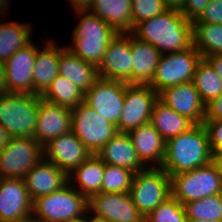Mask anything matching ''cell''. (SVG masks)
I'll return each instance as SVG.
<instances>
[{
  "label": "cell",
  "mask_w": 222,
  "mask_h": 222,
  "mask_svg": "<svg viewBox=\"0 0 222 222\" xmlns=\"http://www.w3.org/2000/svg\"><path fill=\"white\" fill-rule=\"evenodd\" d=\"M131 34L153 45L161 54L183 51L193 46V22L181 11L172 9L141 21Z\"/></svg>",
  "instance_id": "1"
},
{
  "label": "cell",
  "mask_w": 222,
  "mask_h": 222,
  "mask_svg": "<svg viewBox=\"0 0 222 222\" xmlns=\"http://www.w3.org/2000/svg\"><path fill=\"white\" fill-rule=\"evenodd\" d=\"M212 162L208 133L203 124H194L166 141L165 158L161 168L169 175L194 170Z\"/></svg>",
  "instance_id": "2"
},
{
  "label": "cell",
  "mask_w": 222,
  "mask_h": 222,
  "mask_svg": "<svg viewBox=\"0 0 222 222\" xmlns=\"http://www.w3.org/2000/svg\"><path fill=\"white\" fill-rule=\"evenodd\" d=\"M81 19L74 28L71 46L74 54L85 62L99 66L108 48L109 42L118 34L99 16L88 10H77Z\"/></svg>",
  "instance_id": "3"
},
{
  "label": "cell",
  "mask_w": 222,
  "mask_h": 222,
  "mask_svg": "<svg viewBox=\"0 0 222 222\" xmlns=\"http://www.w3.org/2000/svg\"><path fill=\"white\" fill-rule=\"evenodd\" d=\"M88 213V199L70 183L62 189L36 198L32 218L39 222H68Z\"/></svg>",
  "instance_id": "4"
},
{
  "label": "cell",
  "mask_w": 222,
  "mask_h": 222,
  "mask_svg": "<svg viewBox=\"0 0 222 222\" xmlns=\"http://www.w3.org/2000/svg\"><path fill=\"white\" fill-rule=\"evenodd\" d=\"M39 95L6 93L0 95V125L11 138L34 137Z\"/></svg>",
  "instance_id": "5"
},
{
  "label": "cell",
  "mask_w": 222,
  "mask_h": 222,
  "mask_svg": "<svg viewBox=\"0 0 222 222\" xmlns=\"http://www.w3.org/2000/svg\"><path fill=\"white\" fill-rule=\"evenodd\" d=\"M171 196L182 205L222 193V174L211 162L170 176Z\"/></svg>",
  "instance_id": "6"
},
{
  "label": "cell",
  "mask_w": 222,
  "mask_h": 222,
  "mask_svg": "<svg viewBox=\"0 0 222 222\" xmlns=\"http://www.w3.org/2000/svg\"><path fill=\"white\" fill-rule=\"evenodd\" d=\"M129 194L137 210L146 218L171 197L170 176L161 167H149L136 172Z\"/></svg>",
  "instance_id": "7"
},
{
  "label": "cell",
  "mask_w": 222,
  "mask_h": 222,
  "mask_svg": "<svg viewBox=\"0 0 222 222\" xmlns=\"http://www.w3.org/2000/svg\"><path fill=\"white\" fill-rule=\"evenodd\" d=\"M202 55L194 47L161 54L150 85L158 94L167 87L192 82Z\"/></svg>",
  "instance_id": "8"
},
{
  "label": "cell",
  "mask_w": 222,
  "mask_h": 222,
  "mask_svg": "<svg viewBox=\"0 0 222 222\" xmlns=\"http://www.w3.org/2000/svg\"><path fill=\"white\" fill-rule=\"evenodd\" d=\"M71 121V131L92 154H97L118 133L113 123L108 122L84 101L71 110Z\"/></svg>",
  "instance_id": "9"
},
{
  "label": "cell",
  "mask_w": 222,
  "mask_h": 222,
  "mask_svg": "<svg viewBox=\"0 0 222 222\" xmlns=\"http://www.w3.org/2000/svg\"><path fill=\"white\" fill-rule=\"evenodd\" d=\"M43 158V146L34 137L11 138L0 151V177L24 179Z\"/></svg>",
  "instance_id": "10"
},
{
  "label": "cell",
  "mask_w": 222,
  "mask_h": 222,
  "mask_svg": "<svg viewBox=\"0 0 222 222\" xmlns=\"http://www.w3.org/2000/svg\"><path fill=\"white\" fill-rule=\"evenodd\" d=\"M159 94L150 85L127 84L122 113L116 125L117 132L129 133L147 124Z\"/></svg>",
  "instance_id": "11"
},
{
  "label": "cell",
  "mask_w": 222,
  "mask_h": 222,
  "mask_svg": "<svg viewBox=\"0 0 222 222\" xmlns=\"http://www.w3.org/2000/svg\"><path fill=\"white\" fill-rule=\"evenodd\" d=\"M88 214L107 222H145V218L132 202L129 192H100L91 195L88 198Z\"/></svg>",
  "instance_id": "12"
},
{
  "label": "cell",
  "mask_w": 222,
  "mask_h": 222,
  "mask_svg": "<svg viewBox=\"0 0 222 222\" xmlns=\"http://www.w3.org/2000/svg\"><path fill=\"white\" fill-rule=\"evenodd\" d=\"M127 84L124 81L99 78L85 92L84 102L116 126L122 113Z\"/></svg>",
  "instance_id": "13"
},
{
  "label": "cell",
  "mask_w": 222,
  "mask_h": 222,
  "mask_svg": "<svg viewBox=\"0 0 222 222\" xmlns=\"http://www.w3.org/2000/svg\"><path fill=\"white\" fill-rule=\"evenodd\" d=\"M131 33H118L108 44L99 64V78L132 84Z\"/></svg>",
  "instance_id": "14"
},
{
  "label": "cell",
  "mask_w": 222,
  "mask_h": 222,
  "mask_svg": "<svg viewBox=\"0 0 222 222\" xmlns=\"http://www.w3.org/2000/svg\"><path fill=\"white\" fill-rule=\"evenodd\" d=\"M32 202L24 179L0 177V222L31 218Z\"/></svg>",
  "instance_id": "15"
},
{
  "label": "cell",
  "mask_w": 222,
  "mask_h": 222,
  "mask_svg": "<svg viewBox=\"0 0 222 222\" xmlns=\"http://www.w3.org/2000/svg\"><path fill=\"white\" fill-rule=\"evenodd\" d=\"M44 159L68 175L92 153L72 131L51 140L43 147Z\"/></svg>",
  "instance_id": "16"
},
{
  "label": "cell",
  "mask_w": 222,
  "mask_h": 222,
  "mask_svg": "<svg viewBox=\"0 0 222 222\" xmlns=\"http://www.w3.org/2000/svg\"><path fill=\"white\" fill-rule=\"evenodd\" d=\"M30 43L17 50L5 62L7 93L34 94L33 67L36 45Z\"/></svg>",
  "instance_id": "17"
},
{
  "label": "cell",
  "mask_w": 222,
  "mask_h": 222,
  "mask_svg": "<svg viewBox=\"0 0 222 222\" xmlns=\"http://www.w3.org/2000/svg\"><path fill=\"white\" fill-rule=\"evenodd\" d=\"M71 128V109L45 101L39 95L34 139L44 147L51 140L69 133Z\"/></svg>",
  "instance_id": "18"
},
{
  "label": "cell",
  "mask_w": 222,
  "mask_h": 222,
  "mask_svg": "<svg viewBox=\"0 0 222 222\" xmlns=\"http://www.w3.org/2000/svg\"><path fill=\"white\" fill-rule=\"evenodd\" d=\"M159 99L194 124L204 123L206 104L202 101L193 82L167 87L159 93Z\"/></svg>",
  "instance_id": "19"
},
{
  "label": "cell",
  "mask_w": 222,
  "mask_h": 222,
  "mask_svg": "<svg viewBox=\"0 0 222 222\" xmlns=\"http://www.w3.org/2000/svg\"><path fill=\"white\" fill-rule=\"evenodd\" d=\"M31 200L62 189L69 183L68 174L44 158L24 177Z\"/></svg>",
  "instance_id": "20"
},
{
  "label": "cell",
  "mask_w": 222,
  "mask_h": 222,
  "mask_svg": "<svg viewBox=\"0 0 222 222\" xmlns=\"http://www.w3.org/2000/svg\"><path fill=\"white\" fill-rule=\"evenodd\" d=\"M128 134L140 161L147 168L162 166L166 152V141L150 122L133 129Z\"/></svg>",
  "instance_id": "21"
},
{
  "label": "cell",
  "mask_w": 222,
  "mask_h": 222,
  "mask_svg": "<svg viewBox=\"0 0 222 222\" xmlns=\"http://www.w3.org/2000/svg\"><path fill=\"white\" fill-rule=\"evenodd\" d=\"M105 164L127 168L134 173L147 167L140 161L128 133H117L97 153Z\"/></svg>",
  "instance_id": "22"
},
{
  "label": "cell",
  "mask_w": 222,
  "mask_h": 222,
  "mask_svg": "<svg viewBox=\"0 0 222 222\" xmlns=\"http://www.w3.org/2000/svg\"><path fill=\"white\" fill-rule=\"evenodd\" d=\"M58 67V74L73 82L84 93L99 79L97 66L85 62L66 46L59 47Z\"/></svg>",
  "instance_id": "23"
},
{
  "label": "cell",
  "mask_w": 222,
  "mask_h": 222,
  "mask_svg": "<svg viewBox=\"0 0 222 222\" xmlns=\"http://www.w3.org/2000/svg\"><path fill=\"white\" fill-rule=\"evenodd\" d=\"M132 0H93L88 11L99 16L117 33H131Z\"/></svg>",
  "instance_id": "24"
},
{
  "label": "cell",
  "mask_w": 222,
  "mask_h": 222,
  "mask_svg": "<svg viewBox=\"0 0 222 222\" xmlns=\"http://www.w3.org/2000/svg\"><path fill=\"white\" fill-rule=\"evenodd\" d=\"M50 40L41 50L36 47L33 67L34 95H42L58 75L59 47Z\"/></svg>",
  "instance_id": "25"
},
{
  "label": "cell",
  "mask_w": 222,
  "mask_h": 222,
  "mask_svg": "<svg viewBox=\"0 0 222 222\" xmlns=\"http://www.w3.org/2000/svg\"><path fill=\"white\" fill-rule=\"evenodd\" d=\"M132 84L148 85L155 74L161 53L150 43L131 34Z\"/></svg>",
  "instance_id": "26"
},
{
  "label": "cell",
  "mask_w": 222,
  "mask_h": 222,
  "mask_svg": "<svg viewBox=\"0 0 222 222\" xmlns=\"http://www.w3.org/2000/svg\"><path fill=\"white\" fill-rule=\"evenodd\" d=\"M105 163L97 154H92L69 175V183L87 199L102 192ZM75 180H74V179ZM73 180L77 185H73Z\"/></svg>",
  "instance_id": "27"
},
{
  "label": "cell",
  "mask_w": 222,
  "mask_h": 222,
  "mask_svg": "<svg viewBox=\"0 0 222 222\" xmlns=\"http://www.w3.org/2000/svg\"><path fill=\"white\" fill-rule=\"evenodd\" d=\"M150 123L165 141L186 132L194 125L186 116L178 114L159 98L154 104Z\"/></svg>",
  "instance_id": "28"
},
{
  "label": "cell",
  "mask_w": 222,
  "mask_h": 222,
  "mask_svg": "<svg viewBox=\"0 0 222 222\" xmlns=\"http://www.w3.org/2000/svg\"><path fill=\"white\" fill-rule=\"evenodd\" d=\"M32 25L16 21L2 23L0 20V61L5 62L17 50L26 47L32 41ZM31 37V38H30Z\"/></svg>",
  "instance_id": "29"
},
{
  "label": "cell",
  "mask_w": 222,
  "mask_h": 222,
  "mask_svg": "<svg viewBox=\"0 0 222 222\" xmlns=\"http://www.w3.org/2000/svg\"><path fill=\"white\" fill-rule=\"evenodd\" d=\"M84 94L73 82L58 74L41 98L72 110L84 101Z\"/></svg>",
  "instance_id": "30"
},
{
  "label": "cell",
  "mask_w": 222,
  "mask_h": 222,
  "mask_svg": "<svg viewBox=\"0 0 222 222\" xmlns=\"http://www.w3.org/2000/svg\"><path fill=\"white\" fill-rule=\"evenodd\" d=\"M193 46L203 58L222 54V24L193 23Z\"/></svg>",
  "instance_id": "31"
},
{
  "label": "cell",
  "mask_w": 222,
  "mask_h": 222,
  "mask_svg": "<svg viewBox=\"0 0 222 222\" xmlns=\"http://www.w3.org/2000/svg\"><path fill=\"white\" fill-rule=\"evenodd\" d=\"M192 82L206 105L222 93V80L205 58L197 65Z\"/></svg>",
  "instance_id": "32"
},
{
  "label": "cell",
  "mask_w": 222,
  "mask_h": 222,
  "mask_svg": "<svg viewBox=\"0 0 222 222\" xmlns=\"http://www.w3.org/2000/svg\"><path fill=\"white\" fill-rule=\"evenodd\" d=\"M188 220H222V193L184 204Z\"/></svg>",
  "instance_id": "33"
},
{
  "label": "cell",
  "mask_w": 222,
  "mask_h": 222,
  "mask_svg": "<svg viewBox=\"0 0 222 222\" xmlns=\"http://www.w3.org/2000/svg\"><path fill=\"white\" fill-rule=\"evenodd\" d=\"M134 172L120 166L105 164L102 192L127 193L131 189Z\"/></svg>",
  "instance_id": "34"
},
{
  "label": "cell",
  "mask_w": 222,
  "mask_h": 222,
  "mask_svg": "<svg viewBox=\"0 0 222 222\" xmlns=\"http://www.w3.org/2000/svg\"><path fill=\"white\" fill-rule=\"evenodd\" d=\"M145 222H188L184 205L172 196L155 208Z\"/></svg>",
  "instance_id": "35"
},
{
  "label": "cell",
  "mask_w": 222,
  "mask_h": 222,
  "mask_svg": "<svg viewBox=\"0 0 222 222\" xmlns=\"http://www.w3.org/2000/svg\"><path fill=\"white\" fill-rule=\"evenodd\" d=\"M132 23L134 27L141 21L150 19L167 10L162 0H132Z\"/></svg>",
  "instance_id": "36"
},
{
  "label": "cell",
  "mask_w": 222,
  "mask_h": 222,
  "mask_svg": "<svg viewBox=\"0 0 222 222\" xmlns=\"http://www.w3.org/2000/svg\"><path fill=\"white\" fill-rule=\"evenodd\" d=\"M193 23L222 24V0H210L201 16Z\"/></svg>",
  "instance_id": "37"
},
{
  "label": "cell",
  "mask_w": 222,
  "mask_h": 222,
  "mask_svg": "<svg viewBox=\"0 0 222 222\" xmlns=\"http://www.w3.org/2000/svg\"><path fill=\"white\" fill-rule=\"evenodd\" d=\"M211 151H222V120H204Z\"/></svg>",
  "instance_id": "38"
},
{
  "label": "cell",
  "mask_w": 222,
  "mask_h": 222,
  "mask_svg": "<svg viewBox=\"0 0 222 222\" xmlns=\"http://www.w3.org/2000/svg\"><path fill=\"white\" fill-rule=\"evenodd\" d=\"M210 0H184L181 13L191 22L196 21L203 13Z\"/></svg>",
  "instance_id": "39"
},
{
  "label": "cell",
  "mask_w": 222,
  "mask_h": 222,
  "mask_svg": "<svg viewBox=\"0 0 222 222\" xmlns=\"http://www.w3.org/2000/svg\"><path fill=\"white\" fill-rule=\"evenodd\" d=\"M205 120H222V93L206 105Z\"/></svg>",
  "instance_id": "40"
},
{
  "label": "cell",
  "mask_w": 222,
  "mask_h": 222,
  "mask_svg": "<svg viewBox=\"0 0 222 222\" xmlns=\"http://www.w3.org/2000/svg\"><path fill=\"white\" fill-rule=\"evenodd\" d=\"M205 59L211 64L218 76L222 80V54H214L205 57Z\"/></svg>",
  "instance_id": "41"
},
{
  "label": "cell",
  "mask_w": 222,
  "mask_h": 222,
  "mask_svg": "<svg viewBox=\"0 0 222 222\" xmlns=\"http://www.w3.org/2000/svg\"><path fill=\"white\" fill-rule=\"evenodd\" d=\"M74 12L77 10H88L93 0H69Z\"/></svg>",
  "instance_id": "42"
},
{
  "label": "cell",
  "mask_w": 222,
  "mask_h": 222,
  "mask_svg": "<svg viewBox=\"0 0 222 222\" xmlns=\"http://www.w3.org/2000/svg\"><path fill=\"white\" fill-rule=\"evenodd\" d=\"M167 9L181 11L184 0H162Z\"/></svg>",
  "instance_id": "43"
},
{
  "label": "cell",
  "mask_w": 222,
  "mask_h": 222,
  "mask_svg": "<svg viewBox=\"0 0 222 222\" xmlns=\"http://www.w3.org/2000/svg\"><path fill=\"white\" fill-rule=\"evenodd\" d=\"M7 93V82L5 77V66L4 63L0 61V95Z\"/></svg>",
  "instance_id": "44"
},
{
  "label": "cell",
  "mask_w": 222,
  "mask_h": 222,
  "mask_svg": "<svg viewBox=\"0 0 222 222\" xmlns=\"http://www.w3.org/2000/svg\"><path fill=\"white\" fill-rule=\"evenodd\" d=\"M10 139L8 131L0 125V151L9 143Z\"/></svg>",
  "instance_id": "45"
},
{
  "label": "cell",
  "mask_w": 222,
  "mask_h": 222,
  "mask_svg": "<svg viewBox=\"0 0 222 222\" xmlns=\"http://www.w3.org/2000/svg\"><path fill=\"white\" fill-rule=\"evenodd\" d=\"M212 163L217 167L222 174V151H212Z\"/></svg>",
  "instance_id": "46"
},
{
  "label": "cell",
  "mask_w": 222,
  "mask_h": 222,
  "mask_svg": "<svg viewBox=\"0 0 222 222\" xmlns=\"http://www.w3.org/2000/svg\"><path fill=\"white\" fill-rule=\"evenodd\" d=\"M9 0H0V15L3 16V14L5 15V11L8 10L6 7L9 6L8 5Z\"/></svg>",
  "instance_id": "47"
},
{
  "label": "cell",
  "mask_w": 222,
  "mask_h": 222,
  "mask_svg": "<svg viewBox=\"0 0 222 222\" xmlns=\"http://www.w3.org/2000/svg\"><path fill=\"white\" fill-rule=\"evenodd\" d=\"M90 218V219H89ZM86 222H107L105 220H101L98 218H94L88 215V213L86 214Z\"/></svg>",
  "instance_id": "48"
},
{
  "label": "cell",
  "mask_w": 222,
  "mask_h": 222,
  "mask_svg": "<svg viewBox=\"0 0 222 222\" xmlns=\"http://www.w3.org/2000/svg\"><path fill=\"white\" fill-rule=\"evenodd\" d=\"M68 222H86V215L75 220H70Z\"/></svg>",
  "instance_id": "49"
},
{
  "label": "cell",
  "mask_w": 222,
  "mask_h": 222,
  "mask_svg": "<svg viewBox=\"0 0 222 222\" xmlns=\"http://www.w3.org/2000/svg\"><path fill=\"white\" fill-rule=\"evenodd\" d=\"M188 222H222V220H220V221L188 220Z\"/></svg>",
  "instance_id": "50"
},
{
  "label": "cell",
  "mask_w": 222,
  "mask_h": 222,
  "mask_svg": "<svg viewBox=\"0 0 222 222\" xmlns=\"http://www.w3.org/2000/svg\"><path fill=\"white\" fill-rule=\"evenodd\" d=\"M20 222H39V221H37L36 219L31 217V218H28V219L20 221Z\"/></svg>",
  "instance_id": "51"
}]
</instances>
